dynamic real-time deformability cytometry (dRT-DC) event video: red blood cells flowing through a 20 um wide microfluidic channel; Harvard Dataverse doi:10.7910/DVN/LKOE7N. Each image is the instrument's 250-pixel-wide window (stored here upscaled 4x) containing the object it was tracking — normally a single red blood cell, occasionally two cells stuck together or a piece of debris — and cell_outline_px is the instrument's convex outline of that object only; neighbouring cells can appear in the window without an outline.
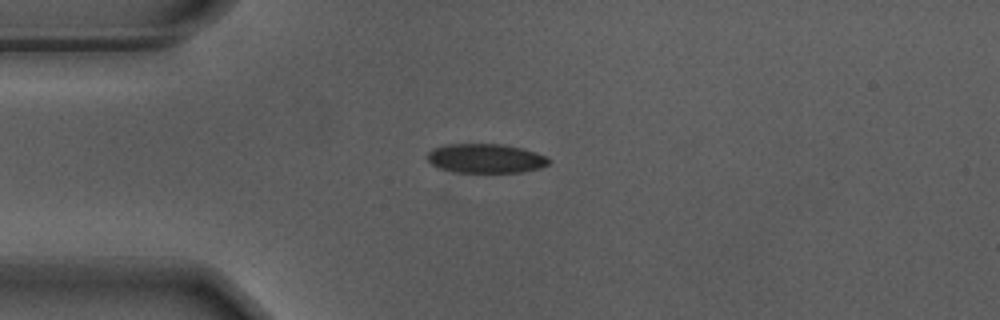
{"species": "Egyptian fruit bat (a non-hibernating species)", "species_latin": "Rousettus aegyptiacus", "temperature_condition": "warm", "stored_images_in_passage": 26, "camera_frame_rate_fps": 3000, "um_per_image_px": 0.085, "animal": {"sex": "male"}, "frame": {"image": 1, "passage_image": 19, "time_ms": 6.0, "image_size_px": [1000, 320], "cell_outline_px": [[552, 160], [548, 164], [540, 168], [520, 172], [452, 172], [440, 168], [432, 164], [428, 160], [428, 152], [432, 148], [448, 144], [504, 144], [536, 152], [548, 156]], "centroid_in_image_um": [41.3, 13.46], "position_along_channel_um": 43.7, "area_um2": 20.75}}
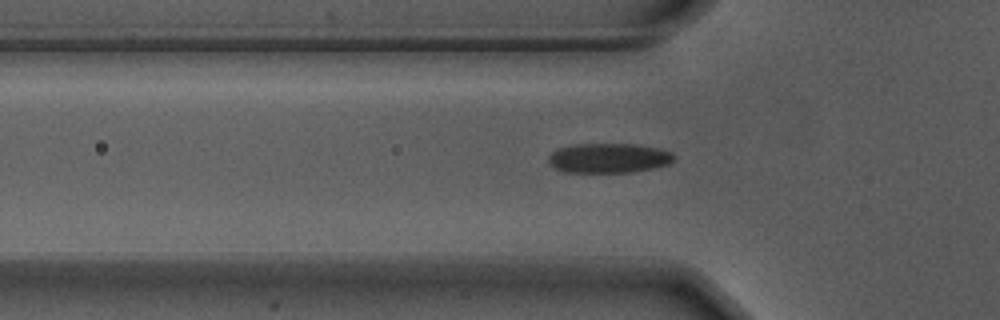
{"frame": {"image": 2, "passage_image": 23, "time_ms": 7.333, "image_size_px": [1000, 320], "cell_outline_px": [[676, 156], [668, 164], [652, 168], [632, 172], [564, 172], [552, 168], [548, 164], [548, 156], [552, 152], [560, 148], [576, 144], [632, 144], [656, 148], [672, 152]], "centroid_in_image_um": [51.69, 13.44], "position_along_channel_um": 74.1, "area_um2": 21.68}}